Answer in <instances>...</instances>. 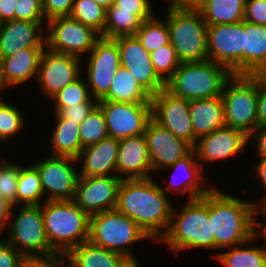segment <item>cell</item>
<instances>
[{"mask_svg":"<svg viewBox=\"0 0 266 267\" xmlns=\"http://www.w3.org/2000/svg\"><path fill=\"white\" fill-rule=\"evenodd\" d=\"M119 140L112 137L87 146L77 158L79 177L116 175Z\"/></svg>","mask_w":266,"mask_h":267,"instance_id":"cell-24","label":"cell"},{"mask_svg":"<svg viewBox=\"0 0 266 267\" xmlns=\"http://www.w3.org/2000/svg\"><path fill=\"white\" fill-rule=\"evenodd\" d=\"M52 101L54 104L53 108L76 106L85 102H98L91 96L83 74L77 80L60 90L51 98Z\"/></svg>","mask_w":266,"mask_h":267,"instance_id":"cell-38","label":"cell"},{"mask_svg":"<svg viewBox=\"0 0 266 267\" xmlns=\"http://www.w3.org/2000/svg\"><path fill=\"white\" fill-rule=\"evenodd\" d=\"M15 20L46 21L41 0H17Z\"/></svg>","mask_w":266,"mask_h":267,"instance_id":"cell-42","label":"cell"},{"mask_svg":"<svg viewBox=\"0 0 266 267\" xmlns=\"http://www.w3.org/2000/svg\"><path fill=\"white\" fill-rule=\"evenodd\" d=\"M12 208L5 240L19 251L25 258L51 257L57 255L48 240L42 204L37 206H18L17 217ZM13 215V216H12ZM15 216V218H14ZM14 218V219H13Z\"/></svg>","mask_w":266,"mask_h":267,"instance_id":"cell-9","label":"cell"},{"mask_svg":"<svg viewBox=\"0 0 266 267\" xmlns=\"http://www.w3.org/2000/svg\"><path fill=\"white\" fill-rule=\"evenodd\" d=\"M17 0H0V22L15 20Z\"/></svg>","mask_w":266,"mask_h":267,"instance_id":"cell-54","label":"cell"},{"mask_svg":"<svg viewBox=\"0 0 266 267\" xmlns=\"http://www.w3.org/2000/svg\"><path fill=\"white\" fill-rule=\"evenodd\" d=\"M3 144H2V142L0 141V148H1V146H2ZM2 153V150L0 149V164L2 163L1 161H4L2 158H1V154ZM2 159V160H1Z\"/></svg>","mask_w":266,"mask_h":267,"instance_id":"cell-59","label":"cell"},{"mask_svg":"<svg viewBox=\"0 0 266 267\" xmlns=\"http://www.w3.org/2000/svg\"><path fill=\"white\" fill-rule=\"evenodd\" d=\"M75 0H43L42 8L46 21L55 17L69 16Z\"/></svg>","mask_w":266,"mask_h":267,"instance_id":"cell-45","label":"cell"},{"mask_svg":"<svg viewBox=\"0 0 266 267\" xmlns=\"http://www.w3.org/2000/svg\"><path fill=\"white\" fill-rule=\"evenodd\" d=\"M117 42L121 66L127 69L138 84L151 96L156 95L166 84L156 74L150 52L140 43L135 35L114 38Z\"/></svg>","mask_w":266,"mask_h":267,"instance_id":"cell-18","label":"cell"},{"mask_svg":"<svg viewBox=\"0 0 266 267\" xmlns=\"http://www.w3.org/2000/svg\"><path fill=\"white\" fill-rule=\"evenodd\" d=\"M114 6L119 10L133 11L142 21L152 18L155 14L150 0H114Z\"/></svg>","mask_w":266,"mask_h":267,"instance_id":"cell-44","label":"cell"},{"mask_svg":"<svg viewBox=\"0 0 266 267\" xmlns=\"http://www.w3.org/2000/svg\"><path fill=\"white\" fill-rule=\"evenodd\" d=\"M8 161L5 159L0 164V193L8 202L16 207L17 183L23 163Z\"/></svg>","mask_w":266,"mask_h":267,"instance_id":"cell-41","label":"cell"},{"mask_svg":"<svg viewBox=\"0 0 266 267\" xmlns=\"http://www.w3.org/2000/svg\"><path fill=\"white\" fill-rule=\"evenodd\" d=\"M249 142H254L256 158L266 159V127L257 128L250 136Z\"/></svg>","mask_w":266,"mask_h":267,"instance_id":"cell-51","label":"cell"},{"mask_svg":"<svg viewBox=\"0 0 266 267\" xmlns=\"http://www.w3.org/2000/svg\"><path fill=\"white\" fill-rule=\"evenodd\" d=\"M266 74V25L243 20V75Z\"/></svg>","mask_w":266,"mask_h":267,"instance_id":"cell-26","label":"cell"},{"mask_svg":"<svg viewBox=\"0 0 266 267\" xmlns=\"http://www.w3.org/2000/svg\"><path fill=\"white\" fill-rule=\"evenodd\" d=\"M152 96L146 92L132 76L121 66L111 82L108 94L99 101L121 103H151Z\"/></svg>","mask_w":266,"mask_h":267,"instance_id":"cell-31","label":"cell"},{"mask_svg":"<svg viewBox=\"0 0 266 267\" xmlns=\"http://www.w3.org/2000/svg\"><path fill=\"white\" fill-rule=\"evenodd\" d=\"M155 178L123 179L115 209L127 215L158 243L169 229L174 203Z\"/></svg>","mask_w":266,"mask_h":267,"instance_id":"cell-1","label":"cell"},{"mask_svg":"<svg viewBox=\"0 0 266 267\" xmlns=\"http://www.w3.org/2000/svg\"><path fill=\"white\" fill-rule=\"evenodd\" d=\"M253 170L251 173L252 178L258 179L260 187L259 191H263L266 194V159L258 158V162L253 166ZM261 182V183H260Z\"/></svg>","mask_w":266,"mask_h":267,"instance_id":"cell-55","label":"cell"},{"mask_svg":"<svg viewBox=\"0 0 266 267\" xmlns=\"http://www.w3.org/2000/svg\"><path fill=\"white\" fill-rule=\"evenodd\" d=\"M42 214L52 249L66 255L89 240L90 216L73 200L44 201Z\"/></svg>","mask_w":266,"mask_h":267,"instance_id":"cell-4","label":"cell"},{"mask_svg":"<svg viewBox=\"0 0 266 267\" xmlns=\"http://www.w3.org/2000/svg\"><path fill=\"white\" fill-rule=\"evenodd\" d=\"M148 239L152 240L138 224L116 209L90 216L89 241L123 255L132 263L140 262L132 246Z\"/></svg>","mask_w":266,"mask_h":267,"instance_id":"cell-5","label":"cell"},{"mask_svg":"<svg viewBox=\"0 0 266 267\" xmlns=\"http://www.w3.org/2000/svg\"><path fill=\"white\" fill-rule=\"evenodd\" d=\"M261 196L263 197L261 200L259 199V201L256 200L257 202H254V230L255 234L266 237V223L259 220V217H262L266 222V194L264 195L262 192ZM258 215L260 216L257 217Z\"/></svg>","mask_w":266,"mask_h":267,"instance_id":"cell-50","label":"cell"},{"mask_svg":"<svg viewBox=\"0 0 266 267\" xmlns=\"http://www.w3.org/2000/svg\"><path fill=\"white\" fill-rule=\"evenodd\" d=\"M46 48L57 53L85 58L101 34L69 16L55 17L45 27Z\"/></svg>","mask_w":266,"mask_h":267,"instance_id":"cell-10","label":"cell"},{"mask_svg":"<svg viewBox=\"0 0 266 267\" xmlns=\"http://www.w3.org/2000/svg\"><path fill=\"white\" fill-rule=\"evenodd\" d=\"M6 88L8 89L9 87L6 85V83L4 81L3 74H2L1 68H0V102L6 100L5 96L3 95L5 93V91H3V90H5Z\"/></svg>","mask_w":266,"mask_h":267,"instance_id":"cell-56","label":"cell"},{"mask_svg":"<svg viewBox=\"0 0 266 267\" xmlns=\"http://www.w3.org/2000/svg\"><path fill=\"white\" fill-rule=\"evenodd\" d=\"M247 144L251 143L245 132L225 126L201 136L193 146V150L202 169L207 171L208 169L205 170L203 167L204 164L233 159L239 156L238 154H242L243 150L245 152Z\"/></svg>","mask_w":266,"mask_h":267,"instance_id":"cell-17","label":"cell"},{"mask_svg":"<svg viewBox=\"0 0 266 267\" xmlns=\"http://www.w3.org/2000/svg\"><path fill=\"white\" fill-rule=\"evenodd\" d=\"M121 182L116 175L79 177L73 201L89 216L113 210Z\"/></svg>","mask_w":266,"mask_h":267,"instance_id":"cell-19","label":"cell"},{"mask_svg":"<svg viewBox=\"0 0 266 267\" xmlns=\"http://www.w3.org/2000/svg\"><path fill=\"white\" fill-rule=\"evenodd\" d=\"M170 43L179 61L201 62L208 60V28L198 9L166 10Z\"/></svg>","mask_w":266,"mask_h":267,"instance_id":"cell-7","label":"cell"},{"mask_svg":"<svg viewBox=\"0 0 266 267\" xmlns=\"http://www.w3.org/2000/svg\"><path fill=\"white\" fill-rule=\"evenodd\" d=\"M166 2V10H185L199 9L202 0H164Z\"/></svg>","mask_w":266,"mask_h":267,"instance_id":"cell-52","label":"cell"},{"mask_svg":"<svg viewBox=\"0 0 266 267\" xmlns=\"http://www.w3.org/2000/svg\"><path fill=\"white\" fill-rule=\"evenodd\" d=\"M209 221L215 250L242 244L255 235L254 200L247 201L213 186L209 191Z\"/></svg>","mask_w":266,"mask_h":267,"instance_id":"cell-2","label":"cell"},{"mask_svg":"<svg viewBox=\"0 0 266 267\" xmlns=\"http://www.w3.org/2000/svg\"><path fill=\"white\" fill-rule=\"evenodd\" d=\"M246 0H202L198 9L207 25L231 24L245 18Z\"/></svg>","mask_w":266,"mask_h":267,"instance_id":"cell-32","label":"cell"},{"mask_svg":"<svg viewBox=\"0 0 266 267\" xmlns=\"http://www.w3.org/2000/svg\"><path fill=\"white\" fill-rule=\"evenodd\" d=\"M69 17L94 28L104 37L106 8L93 0H75Z\"/></svg>","mask_w":266,"mask_h":267,"instance_id":"cell-36","label":"cell"},{"mask_svg":"<svg viewBox=\"0 0 266 267\" xmlns=\"http://www.w3.org/2000/svg\"><path fill=\"white\" fill-rule=\"evenodd\" d=\"M46 47L23 48L13 55L0 58V68L8 87L20 86L38 75L41 55Z\"/></svg>","mask_w":266,"mask_h":267,"instance_id":"cell-25","label":"cell"},{"mask_svg":"<svg viewBox=\"0 0 266 267\" xmlns=\"http://www.w3.org/2000/svg\"><path fill=\"white\" fill-rule=\"evenodd\" d=\"M25 257L10 245L5 238L0 239V267H20Z\"/></svg>","mask_w":266,"mask_h":267,"instance_id":"cell-47","label":"cell"},{"mask_svg":"<svg viewBox=\"0 0 266 267\" xmlns=\"http://www.w3.org/2000/svg\"><path fill=\"white\" fill-rule=\"evenodd\" d=\"M85 59L86 66H82V74L86 76L84 78L90 94L97 101L102 100L108 94L114 75L121 67L118 44L114 39L101 37L82 60L83 64Z\"/></svg>","mask_w":266,"mask_h":267,"instance_id":"cell-11","label":"cell"},{"mask_svg":"<svg viewBox=\"0 0 266 267\" xmlns=\"http://www.w3.org/2000/svg\"><path fill=\"white\" fill-rule=\"evenodd\" d=\"M207 28L208 60L226 67L232 74L243 75V21Z\"/></svg>","mask_w":266,"mask_h":267,"instance_id":"cell-14","label":"cell"},{"mask_svg":"<svg viewBox=\"0 0 266 267\" xmlns=\"http://www.w3.org/2000/svg\"><path fill=\"white\" fill-rule=\"evenodd\" d=\"M21 107L11 104L9 101L0 102V141L7 143L12 137L16 136L26 127V115Z\"/></svg>","mask_w":266,"mask_h":267,"instance_id":"cell-37","label":"cell"},{"mask_svg":"<svg viewBox=\"0 0 266 267\" xmlns=\"http://www.w3.org/2000/svg\"><path fill=\"white\" fill-rule=\"evenodd\" d=\"M160 171H170L172 179L166 182V187H162L160 184V188L168 195L170 192L172 195H186L187 201L194 200L203 197L207 194L213 187L209 185L207 182L206 172L202 169L200 163L197 160V156L194 150H192L188 155L183 157L182 159L177 160L175 163L166 167ZM182 176L183 178H180ZM177 174V175H176ZM180 180H177V177ZM168 184V185H167ZM209 186V187H207Z\"/></svg>","mask_w":266,"mask_h":267,"instance_id":"cell-21","label":"cell"},{"mask_svg":"<svg viewBox=\"0 0 266 267\" xmlns=\"http://www.w3.org/2000/svg\"><path fill=\"white\" fill-rule=\"evenodd\" d=\"M68 267H131L123 255L92 244L89 240L65 255Z\"/></svg>","mask_w":266,"mask_h":267,"instance_id":"cell-28","label":"cell"},{"mask_svg":"<svg viewBox=\"0 0 266 267\" xmlns=\"http://www.w3.org/2000/svg\"><path fill=\"white\" fill-rule=\"evenodd\" d=\"M155 15L142 22V25L135 33L141 45L148 51L152 52L161 46L170 43V32L167 21Z\"/></svg>","mask_w":266,"mask_h":267,"instance_id":"cell-35","label":"cell"},{"mask_svg":"<svg viewBox=\"0 0 266 267\" xmlns=\"http://www.w3.org/2000/svg\"><path fill=\"white\" fill-rule=\"evenodd\" d=\"M65 255L25 258L20 267H67Z\"/></svg>","mask_w":266,"mask_h":267,"instance_id":"cell-49","label":"cell"},{"mask_svg":"<svg viewBox=\"0 0 266 267\" xmlns=\"http://www.w3.org/2000/svg\"><path fill=\"white\" fill-rule=\"evenodd\" d=\"M232 75L226 67L211 60L182 62L166 83V89L186 100L219 97Z\"/></svg>","mask_w":266,"mask_h":267,"instance_id":"cell-6","label":"cell"},{"mask_svg":"<svg viewBox=\"0 0 266 267\" xmlns=\"http://www.w3.org/2000/svg\"><path fill=\"white\" fill-rule=\"evenodd\" d=\"M150 58L156 74L165 84L172 78L181 63L171 43L150 52Z\"/></svg>","mask_w":266,"mask_h":267,"instance_id":"cell-40","label":"cell"},{"mask_svg":"<svg viewBox=\"0 0 266 267\" xmlns=\"http://www.w3.org/2000/svg\"><path fill=\"white\" fill-rule=\"evenodd\" d=\"M258 238L265 241L264 246H255L259 243L256 242L260 240ZM226 249L212 253L210 257L223 267H266V237L255 234L248 241Z\"/></svg>","mask_w":266,"mask_h":267,"instance_id":"cell-29","label":"cell"},{"mask_svg":"<svg viewBox=\"0 0 266 267\" xmlns=\"http://www.w3.org/2000/svg\"><path fill=\"white\" fill-rule=\"evenodd\" d=\"M226 127L250 136L257 129V74H233L221 94Z\"/></svg>","mask_w":266,"mask_h":267,"instance_id":"cell-8","label":"cell"},{"mask_svg":"<svg viewBox=\"0 0 266 267\" xmlns=\"http://www.w3.org/2000/svg\"><path fill=\"white\" fill-rule=\"evenodd\" d=\"M266 127V74H257V128Z\"/></svg>","mask_w":266,"mask_h":267,"instance_id":"cell-48","label":"cell"},{"mask_svg":"<svg viewBox=\"0 0 266 267\" xmlns=\"http://www.w3.org/2000/svg\"><path fill=\"white\" fill-rule=\"evenodd\" d=\"M142 22L133 11L119 10V7L112 4L106 9L104 38L135 35Z\"/></svg>","mask_w":266,"mask_h":267,"instance_id":"cell-34","label":"cell"},{"mask_svg":"<svg viewBox=\"0 0 266 267\" xmlns=\"http://www.w3.org/2000/svg\"><path fill=\"white\" fill-rule=\"evenodd\" d=\"M81 62L82 59L76 56L45 48L36 78L41 93L51 99L64 87L77 80L82 75Z\"/></svg>","mask_w":266,"mask_h":267,"instance_id":"cell-15","label":"cell"},{"mask_svg":"<svg viewBox=\"0 0 266 267\" xmlns=\"http://www.w3.org/2000/svg\"><path fill=\"white\" fill-rule=\"evenodd\" d=\"M98 102H85L79 105L68 106L63 108H53L54 118L69 119L77 124H81L86 117L97 106Z\"/></svg>","mask_w":266,"mask_h":267,"instance_id":"cell-43","label":"cell"},{"mask_svg":"<svg viewBox=\"0 0 266 267\" xmlns=\"http://www.w3.org/2000/svg\"><path fill=\"white\" fill-rule=\"evenodd\" d=\"M46 23L47 21L23 20H11L1 23L0 58L13 55L23 48L46 47Z\"/></svg>","mask_w":266,"mask_h":267,"instance_id":"cell-22","label":"cell"},{"mask_svg":"<svg viewBox=\"0 0 266 267\" xmlns=\"http://www.w3.org/2000/svg\"><path fill=\"white\" fill-rule=\"evenodd\" d=\"M79 130L83 148L109 137L104 114L98 106L79 125Z\"/></svg>","mask_w":266,"mask_h":267,"instance_id":"cell-39","label":"cell"},{"mask_svg":"<svg viewBox=\"0 0 266 267\" xmlns=\"http://www.w3.org/2000/svg\"><path fill=\"white\" fill-rule=\"evenodd\" d=\"M77 162L76 158L53 155L33 161L40 174L45 201L74 199L79 179Z\"/></svg>","mask_w":266,"mask_h":267,"instance_id":"cell-12","label":"cell"},{"mask_svg":"<svg viewBox=\"0 0 266 267\" xmlns=\"http://www.w3.org/2000/svg\"><path fill=\"white\" fill-rule=\"evenodd\" d=\"M189 111L194 131V145L201 136L226 126L221 96L189 100Z\"/></svg>","mask_w":266,"mask_h":267,"instance_id":"cell-27","label":"cell"},{"mask_svg":"<svg viewBox=\"0 0 266 267\" xmlns=\"http://www.w3.org/2000/svg\"><path fill=\"white\" fill-rule=\"evenodd\" d=\"M131 267H143V265L141 263H133Z\"/></svg>","mask_w":266,"mask_h":267,"instance_id":"cell-58","label":"cell"},{"mask_svg":"<svg viewBox=\"0 0 266 267\" xmlns=\"http://www.w3.org/2000/svg\"><path fill=\"white\" fill-rule=\"evenodd\" d=\"M102 110L109 137L122 140L144 134L152 119L151 103H121L98 101Z\"/></svg>","mask_w":266,"mask_h":267,"instance_id":"cell-13","label":"cell"},{"mask_svg":"<svg viewBox=\"0 0 266 267\" xmlns=\"http://www.w3.org/2000/svg\"><path fill=\"white\" fill-rule=\"evenodd\" d=\"M44 192L40 174L37 168L31 164H23L17 183L16 206H37L44 202ZM42 199V200H41Z\"/></svg>","mask_w":266,"mask_h":267,"instance_id":"cell-33","label":"cell"},{"mask_svg":"<svg viewBox=\"0 0 266 267\" xmlns=\"http://www.w3.org/2000/svg\"><path fill=\"white\" fill-rule=\"evenodd\" d=\"M13 205L0 193V234L8 227Z\"/></svg>","mask_w":266,"mask_h":267,"instance_id":"cell-53","label":"cell"},{"mask_svg":"<svg viewBox=\"0 0 266 267\" xmlns=\"http://www.w3.org/2000/svg\"><path fill=\"white\" fill-rule=\"evenodd\" d=\"M50 139V151L53 156L78 158L83 149L80 139L79 124L64 118H54Z\"/></svg>","mask_w":266,"mask_h":267,"instance_id":"cell-30","label":"cell"},{"mask_svg":"<svg viewBox=\"0 0 266 267\" xmlns=\"http://www.w3.org/2000/svg\"><path fill=\"white\" fill-rule=\"evenodd\" d=\"M93 1L103 6L106 9L109 8L114 3V0H93Z\"/></svg>","mask_w":266,"mask_h":267,"instance_id":"cell-57","label":"cell"},{"mask_svg":"<svg viewBox=\"0 0 266 267\" xmlns=\"http://www.w3.org/2000/svg\"><path fill=\"white\" fill-rule=\"evenodd\" d=\"M144 134L119 140L116 176L123 179L154 177Z\"/></svg>","mask_w":266,"mask_h":267,"instance_id":"cell-23","label":"cell"},{"mask_svg":"<svg viewBox=\"0 0 266 267\" xmlns=\"http://www.w3.org/2000/svg\"><path fill=\"white\" fill-rule=\"evenodd\" d=\"M244 20L266 25V0H246Z\"/></svg>","mask_w":266,"mask_h":267,"instance_id":"cell-46","label":"cell"},{"mask_svg":"<svg viewBox=\"0 0 266 267\" xmlns=\"http://www.w3.org/2000/svg\"><path fill=\"white\" fill-rule=\"evenodd\" d=\"M152 119L174 136L194 146L189 100L177 97L166 88L152 96Z\"/></svg>","mask_w":266,"mask_h":267,"instance_id":"cell-16","label":"cell"},{"mask_svg":"<svg viewBox=\"0 0 266 267\" xmlns=\"http://www.w3.org/2000/svg\"><path fill=\"white\" fill-rule=\"evenodd\" d=\"M144 137L153 174L169 167L193 150V146L190 143L174 136L168 129H165L153 119L148 122Z\"/></svg>","mask_w":266,"mask_h":267,"instance_id":"cell-20","label":"cell"},{"mask_svg":"<svg viewBox=\"0 0 266 267\" xmlns=\"http://www.w3.org/2000/svg\"><path fill=\"white\" fill-rule=\"evenodd\" d=\"M184 203L180 209L173 205L169 229L159 244L168 246L175 254L198 248L215 250V236L209 221V192Z\"/></svg>","mask_w":266,"mask_h":267,"instance_id":"cell-3","label":"cell"}]
</instances>
